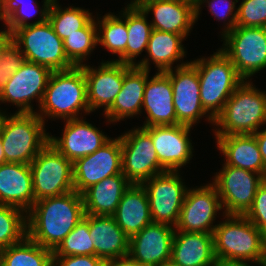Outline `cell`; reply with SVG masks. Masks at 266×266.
<instances>
[{
  "mask_svg": "<svg viewBox=\"0 0 266 266\" xmlns=\"http://www.w3.org/2000/svg\"><path fill=\"white\" fill-rule=\"evenodd\" d=\"M24 210L0 204V251L21 242L27 236V216Z\"/></svg>",
  "mask_w": 266,
  "mask_h": 266,
  "instance_id": "35",
  "label": "cell"
},
{
  "mask_svg": "<svg viewBox=\"0 0 266 266\" xmlns=\"http://www.w3.org/2000/svg\"><path fill=\"white\" fill-rule=\"evenodd\" d=\"M259 230L266 227V184H262L256 191L252 206L244 214Z\"/></svg>",
  "mask_w": 266,
  "mask_h": 266,
  "instance_id": "42",
  "label": "cell"
},
{
  "mask_svg": "<svg viewBox=\"0 0 266 266\" xmlns=\"http://www.w3.org/2000/svg\"><path fill=\"white\" fill-rule=\"evenodd\" d=\"M5 163V155H4V150L1 144V140H0V164Z\"/></svg>",
  "mask_w": 266,
  "mask_h": 266,
  "instance_id": "51",
  "label": "cell"
},
{
  "mask_svg": "<svg viewBox=\"0 0 266 266\" xmlns=\"http://www.w3.org/2000/svg\"><path fill=\"white\" fill-rule=\"evenodd\" d=\"M112 216L129 237L152 223L149 199L142 184H131Z\"/></svg>",
  "mask_w": 266,
  "mask_h": 266,
  "instance_id": "27",
  "label": "cell"
},
{
  "mask_svg": "<svg viewBox=\"0 0 266 266\" xmlns=\"http://www.w3.org/2000/svg\"><path fill=\"white\" fill-rule=\"evenodd\" d=\"M27 213V236L52 251L85 217L82 194L75 190L36 201Z\"/></svg>",
  "mask_w": 266,
  "mask_h": 266,
  "instance_id": "1",
  "label": "cell"
},
{
  "mask_svg": "<svg viewBox=\"0 0 266 266\" xmlns=\"http://www.w3.org/2000/svg\"><path fill=\"white\" fill-rule=\"evenodd\" d=\"M147 81V68L132 65L124 74L120 93L112 106L104 113L108 122H117L140 114Z\"/></svg>",
  "mask_w": 266,
  "mask_h": 266,
  "instance_id": "26",
  "label": "cell"
},
{
  "mask_svg": "<svg viewBox=\"0 0 266 266\" xmlns=\"http://www.w3.org/2000/svg\"><path fill=\"white\" fill-rule=\"evenodd\" d=\"M263 245L266 250V227L262 230Z\"/></svg>",
  "mask_w": 266,
  "mask_h": 266,
  "instance_id": "52",
  "label": "cell"
},
{
  "mask_svg": "<svg viewBox=\"0 0 266 266\" xmlns=\"http://www.w3.org/2000/svg\"><path fill=\"white\" fill-rule=\"evenodd\" d=\"M104 261L92 255L53 256V266H103Z\"/></svg>",
  "mask_w": 266,
  "mask_h": 266,
  "instance_id": "43",
  "label": "cell"
},
{
  "mask_svg": "<svg viewBox=\"0 0 266 266\" xmlns=\"http://www.w3.org/2000/svg\"><path fill=\"white\" fill-rule=\"evenodd\" d=\"M25 61L20 47L10 38L0 51V92L8 79L22 67Z\"/></svg>",
  "mask_w": 266,
  "mask_h": 266,
  "instance_id": "39",
  "label": "cell"
},
{
  "mask_svg": "<svg viewBox=\"0 0 266 266\" xmlns=\"http://www.w3.org/2000/svg\"><path fill=\"white\" fill-rule=\"evenodd\" d=\"M122 12L121 17L107 13L102 20L98 18V23L96 22L97 27H99L97 28L98 43L106 47L111 53L119 54V57L126 51L128 41L126 7Z\"/></svg>",
  "mask_w": 266,
  "mask_h": 266,
  "instance_id": "33",
  "label": "cell"
},
{
  "mask_svg": "<svg viewBox=\"0 0 266 266\" xmlns=\"http://www.w3.org/2000/svg\"><path fill=\"white\" fill-rule=\"evenodd\" d=\"M35 203L29 164H0V204L18 207L27 214Z\"/></svg>",
  "mask_w": 266,
  "mask_h": 266,
  "instance_id": "22",
  "label": "cell"
},
{
  "mask_svg": "<svg viewBox=\"0 0 266 266\" xmlns=\"http://www.w3.org/2000/svg\"><path fill=\"white\" fill-rule=\"evenodd\" d=\"M150 136L160 166L165 171H178L192 158L193 146L188 137L191 126L184 124L143 128Z\"/></svg>",
  "mask_w": 266,
  "mask_h": 266,
  "instance_id": "19",
  "label": "cell"
},
{
  "mask_svg": "<svg viewBox=\"0 0 266 266\" xmlns=\"http://www.w3.org/2000/svg\"><path fill=\"white\" fill-rule=\"evenodd\" d=\"M131 182L121 173L107 177L82 193L85 214L112 216Z\"/></svg>",
  "mask_w": 266,
  "mask_h": 266,
  "instance_id": "29",
  "label": "cell"
},
{
  "mask_svg": "<svg viewBox=\"0 0 266 266\" xmlns=\"http://www.w3.org/2000/svg\"><path fill=\"white\" fill-rule=\"evenodd\" d=\"M147 14L140 7L126 8V25L128 30V41L126 51L115 60L117 62L136 65L135 57L147 49L151 32V24L147 22Z\"/></svg>",
  "mask_w": 266,
  "mask_h": 266,
  "instance_id": "31",
  "label": "cell"
},
{
  "mask_svg": "<svg viewBox=\"0 0 266 266\" xmlns=\"http://www.w3.org/2000/svg\"><path fill=\"white\" fill-rule=\"evenodd\" d=\"M6 118H7V116L5 115V113L3 114L0 110V136L2 134V129H3L4 123L6 121Z\"/></svg>",
  "mask_w": 266,
  "mask_h": 266,
  "instance_id": "48",
  "label": "cell"
},
{
  "mask_svg": "<svg viewBox=\"0 0 266 266\" xmlns=\"http://www.w3.org/2000/svg\"><path fill=\"white\" fill-rule=\"evenodd\" d=\"M223 39L220 50L244 80L266 68V27L236 26Z\"/></svg>",
  "mask_w": 266,
  "mask_h": 266,
  "instance_id": "9",
  "label": "cell"
},
{
  "mask_svg": "<svg viewBox=\"0 0 266 266\" xmlns=\"http://www.w3.org/2000/svg\"><path fill=\"white\" fill-rule=\"evenodd\" d=\"M45 121L36 112L7 116L0 136L5 163L30 164L49 143Z\"/></svg>",
  "mask_w": 266,
  "mask_h": 266,
  "instance_id": "7",
  "label": "cell"
},
{
  "mask_svg": "<svg viewBox=\"0 0 266 266\" xmlns=\"http://www.w3.org/2000/svg\"><path fill=\"white\" fill-rule=\"evenodd\" d=\"M214 232V253L217 261H251L264 266L266 250L262 231L244 215H225Z\"/></svg>",
  "mask_w": 266,
  "mask_h": 266,
  "instance_id": "3",
  "label": "cell"
},
{
  "mask_svg": "<svg viewBox=\"0 0 266 266\" xmlns=\"http://www.w3.org/2000/svg\"><path fill=\"white\" fill-rule=\"evenodd\" d=\"M35 202L74 190L73 163L48 143L29 164Z\"/></svg>",
  "mask_w": 266,
  "mask_h": 266,
  "instance_id": "8",
  "label": "cell"
},
{
  "mask_svg": "<svg viewBox=\"0 0 266 266\" xmlns=\"http://www.w3.org/2000/svg\"><path fill=\"white\" fill-rule=\"evenodd\" d=\"M159 266H173L171 263H167V264H163V265H159Z\"/></svg>",
  "mask_w": 266,
  "mask_h": 266,
  "instance_id": "54",
  "label": "cell"
},
{
  "mask_svg": "<svg viewBox=\"0 0 266 266\" xmlns=\"http://www.w3.org/2000/svg\"><path fill=\"white\" fill-rule=\"evenodd\" d=\"M89 234L95 256L103 261L129 254L130 237L118 226L113 216L89 214Z\"/></svg>",
  "mask_w": 266,
  "mask_h": 266,
  "instance_id": "25",
  "label": "cell"
},
{
  "mask_svg": "<svg viewBox=\"0 0 266 266\" xmlns=\"http://www.w3.org/2000/svg\"><path fill=\"white\" fill-rule=\"evenodd\" d=\"M122 173L121 139H110L93 154L73 162L74 190L82 194L101 180Z\"/></svg>",
  "mask_w": 266,
  "mask_h": 266,
  "instance_id": "13",
  "label": "cell"
},
{
  "mask_svg": "<svg viewBox=\"0 0 266 266\" xmlns=\"http://www.w3.org/2000/svg\"><path fill=\"white\" fill-rule=\"evenodd\" d=\"M236 26L266 27V0H242L237 8Z\"/></svg>",
  "mask_w": 266,
  "mask_h": 266,
  "instance_id": "40",
  "label": "cell"
},
{
  "mask_svg": "<svg viewBox=\"0 0 266 266\" xmlns=\"http://www.w3.org/2000/svg\"><path fill=\"white\" fill-rule=\"evenodd\" d=\"M140 8L146 14L152 11L154 20L150 24L153 29L176 33L184 38L189 34L196 21V7L193 4L164 0H143Z\"/></svg>",
  "mask_w": 266,
  "mask_h": 266,
  "instance_id": "24",
  "label": "cell"
},
{
  "mask_svg": "<svg viewBox=\"0 0 266 266\" xmlns=\"http://www.w3.org/2000/svg\"><path fill=\"white\" fill-rule=\"evenodd\" d=\"M170 263L173 266H216L213 234L176 231Z\"/></svg>",
  "mask_w": 266,
  "mask_h": 266,
  "instance_id": "23",
  "label": "cell"
},
{
  "mask_svg": "<svg viewBox=\"0 0 266 266\" xmlns=\"http://www.w3.org/2000/svg\"><path fill=\"white\" fill-rule=\"evenodd\" d=\"M253 135L256 137V141L259 147V151L261 153L262 160L266 165V129L257 131Z\"/></svg>",
  "mask_w": 266,
  "mask_h": 266,
  "instance_id": "45",
  "label": "cell"
},
{
  "mask_svg": "<svg viewBox=\"0 0 266 266\" xmlns=\"http://www.w3.org/2000/svg\"><path fill=\"white\" fill-rule=\"evenodd\" d=\"M119 137L122 149V174L132 184H142L165 172L159 164L151 136L142 127L129 130Z\"/></svg>",
  "mask_w": 266,
  "mask_h": 266,
  "instance_id": "11",
  "label": "cell"
},
{
  "mask_svg": "<svg viewBox=\"0 0 266 266\" xmlns=\"http://www.w3.org/2000/svg\"><path fill=\"white\" fill-rule=\"evenodd\" d=\"M175 227L151 223L130 237L129 255L142 266L170 263Z\"/></svg>",
  "mask_w": 266,
  "mask_h": 266,
  "instance_id": "20",
  "label": "cell"
},
{
  "mask_svg": "<svg viewBox=\"0 0 266 266\" xmlns=\"http://www.w3.org/2000/svg\"><path fill=\"white\" fill-rule=\"evenodd\" d=\"M216 266H251L247 261H217Z\"/></svg>",
  "mask_w": 266,
  "mask_h": 266,
  "instance_id": "46",
  "label": "cell"
},
{
  "mask_svg": "<svg viewBox=\"0 0 266 266\" xmlns=\"http://www.w3.org/2000/svg\"><path fill=\"white\" fill-rule=\"evenodd\" d=\"M263 182L266 184V168H265V172H264V175H263Z\"/></svg>",
  "mask_w": 266,
  "mask_h": 266,
  "instance_id": "53",
  "label": "cell"
},
{
  "mask_svg": "<svg viewBox=\"0 0 266 266\" xmlns=\"http://www.w3.org/2000/svg\"><path fill=\"white\" fill-rule=\"evenodd\" d=\"M164 1L183 2V3L193 4L196 7L198 0H164Z\"/></svg>",
  "mask_w": 266,
  "mask_h": 266,
  "instance_id": "50",
  "label": "cell"
},
{
  "mask_svg": "<svg viewBox=\"0 0 266 266\" xmlns=\"http://www.w3.org/2000/svg\"><path fill=\"white\" fill-rule=\"evenodd\" d=\"M217 147L226 161L223 165L238 167L264 175V164L253 134L216 136Z\"/></svg>",
  "mask_w": 266,
  "mask_h": 266,
  "instance_id": "28",
  "label": "cell"
},
{
  "mask_svg": "<svg viewBox=\"0 0 266 266\" xmlns=\"http://www.w3.org/2000/svg\"><path fill=\"white\" fill-rule=\"evenodd\" d=\"M75 255L95 256L94 244L91 242L89 234V214H85L84 219L53 250V256Z\"/></svg>",
  "mask_w": 266,
  "mask_h": 266,
  "instance_id": "37",
  "label": "cell"
},
{
  "mask_svg": "<svg viewBox=\"0 0 266 266\" xmlns=\"http://www.w3.org/2000/svg\"><path fill=\"white\" fill-rule=\"evenodd\" d=\"M111 138L81 118L66 120L62 137L49 136L51 143L72 163L93 154Z\"/></svg>",
  "mask_w": 266,
  "mask_h": 266,
  "instance_id": "21",
  "label": "cell"
},
{
  "mask_svg": "<svg viewBox=\"0 0 266 266\" xmlns=\"http://www.w3.org/2000/svg\"><path fill=\"white\" fill-rule=\"evenodd\" d=\"M215 123V124H214ZM266 123V93L244 80L214 119L215 136L255 134Z\"/></svg>",
  "mask_w": 266,
  "mask_h": 266,
  "instance_id": "6",
  "label": "cell"
},
{
  "mask_svg": "<svg viewBox=\"0 0 266 266\" xmlns=\"http://www.w3.org/2000/svg\"><path fill=\"white\" fill-rule=\"evenodd\" d=\"M51 73L48 67L25 61L4 85L1 103L15 104L20 108L17 113H34L31 101L37 98L40 106Z\"/></svg>",
  "mask_w": 266,
  "mask_h": 266,
  "instance_id": "15",
  "label": "cell"
},
{
  "mask_svg": "<svg viewBox=\"0 0 266 266\" xmlns=\"http://www.w3.org/2000/svg\"><path fill=\"white\" fill-rule=\"evenodd\" d=\"M29 1L28 0L27 1L26 0H2L1 6H0V12L6 18V26H7L6 29L8 30L10 35L16 29L31 24L29 22H26L29 19V17H31V15H34L32 14V11H30V8H31L30 6L32 5L29 3ZM32 8L34 9L33 6ZM35 13H38V11Z\"/></svg>",
  "mask_w": 266,
  "mask_h": 266,
  "instance_id": "38",
  "label": "cell"
},
{
  "mask_svg": "<svg viewBox=\"0 0 266 266\" xmlns=\"http://www.w3.org/2000/svg\"><path fill=\"white\" fill-rule=\"evenodd\" d=\"M179 171H165L142 183L149 199L153 223L175 226L178 223L188 188L183 185Z\"/></svg>",
  "mask_w": 266,
  "mask_h": 266,
  "instance_id": "10",
  "label": "cell"
},
{
  "mask_svg": "<svg viewBox=\"0 0 266 266\" xmlns=\"http://www.w3.org/2000/svg\"><path fill=\"white\" fill-rule=\"evenodd\" d=\"M185 38L176 33H170L153 29L147 45L146 52L158 68V72H166L173 69L175 61L183 59L185 49L182 41Z\"/></svg>",
  "mask_w": 266,
  "mask_h": 266,
  "instance_id": "30",
  "label": "cell"
},
{
  "mask_svg": "<svg viewBox=\"0 0 266 266\" xmlns=\"http://www.w3.org/2000/svg\"><path fill=\"white\" fill-rule=\"evenodd\" d=\"M1 266H53V251L28 236L0 251Z\"/></svg>",
  "mask_w": 266,
  "mask_h": 266,
  "instance_id": "32",
  "label": "cell"
},
{
  "mask_svg": "<svg viewBox=\"0 0 266 266\" xmlns=\"http://www.w3.org/2000/svg\"><path fill=\"white\" fill-rule=\"evenodd\" d=\"M103 266H142V265L128 254L126 256L104 261Z\"/></svg>",
  "mask_w": 266,
  "mask_h": 266,
  "instance_id": "44",
  "label": "cell"
},
{
  "mask_svg": "<svg viewBox=\"0 0 266 266\" xmlns=\"http://www.w3.org/2000/svg\"><path fill=\"white\" fill-rule=\"evenodd\" d=\"M174 70L165 73L170 77L172 84L177 122L192 127L207 114L200 100L198 72L190 62L181 63Z\"/></svg>",
  "mask_w": 266,
  "mask_h": 266,
  "instance_id": "16",
  "label": "cell"
},
{
  "mask_svg": "<svg viewBox=\"0 0 266 266\" xmlns=\"http://www.w3.org/2000/svg\"><path fill=\"white\" fill-rule=\"evenodd\" d=\"M0 20H3L6 25V18L2 15L1 12H0ZM10 38L11 35L9 34L8 30L0 31V44H5Z\"/></svg>",
  "mask_w": 266,
  "mask_h": 266,
  "instance_id": "47",
  "label": "cell"
},
{
  "mask_svg": "<svg viewBox=\"0 0 266 266\" xmlns=\"http://www.w3.org/2000/svg\"><path fill=\"white\" fill-rule=\"evenodd\" d=\"M222 204L213 184L187 189L175 231L213 234V224Z\"/></svg>",
  "mask_w": 266,
  "mask_h": 266,
  "instance_id": "14",
  "label": "cell"
},
{
  "mask_svg": "<svg viewBox=\"0 0 266 266\" xmlns=\"http://www.w3.org/2000/svg\"><path fill=\"white\" fill-rule=\"evenodd\" d=\"M131 66L114 60L102 62L97 69L90 65H81L86 79L90 113L103 106L105 113L112 106L121 91L124 74Z\"/></svg>",
  "mask_w": 266,
  "mask_h": 266,
  "instance_id": "17",
  "label": "cell"
},
{
  "mask_svg": "<svg viewBox=\"0 0 266 266\" xmlns=\"http://www.w3.org/2000/svg\"><path fill=\"white\" fill-rule=\"evenodd\" d=\"M190 63L197 69L201 104L209 114L207 119L212 123L244 79L221 50L213 56L196 59Z\"/></svg>",
  "mask_w": 266,
  "mask_h": 266,
  "instance_id": "4",
  "label": "cell"
},
{
  "mask_svg": "<svg viewBox=\"0 0 266 266\" xmlns=\"http://www.w3.org/2000/svg\"><path fill=\"white\" fill-rule=\"evenodd\" d=\"M97 28L96 21L92 18L82 29L63 40L66 56L75 66H81L97 46Z\"/></svg>",
  "mask_w": 266,
  "mask_h": 266,
  "instance_id": "36",
  "label": "cell"
},
{
  "mask_svg": "<svg viewBox=\"0 0 266 266\" xmlns=\"http://www.w3.org/2000/svg\"><path fill=\"white\" fill-rule=\"evenodd\" d=\"M59 6L57 0L52 1L47 19L62 40L82 29L93 18L88 10L72 6L63 10Z\"/></svg>",
  "mask_w": 266,
  "mask_h": 266,
  "instance_id": "34",
  "label": "cell"
},
{
  "mask_svg": "<svg viewBox=\"0 0 266 266\" xmlns=\"http://www.w3.org/2000/svg\"><path fill=\"white\" fill-rule=\"evenodd\" d=\"M207 2L208 7L210 8V12L218 19L223 20L228 19V22L226 23L227 26L224 28V31L222 32V35H225L226 33L230 32L232 29L236 27V21H237V8L235 10V4L238 2V0H198L196 4V20L198 19V16L200 15L199 12L201 9V5ZM222 2V3H221ZM222 4L221 9L219 8V5ZM223 10V11H222ZM234 12V14H233ZM230 17V21H229Z\"/></svg>",
  "mask_w": 266,
  "mask_h": 266,
  "instance_id": "41",
  "label": "cell"
},
{
  "mask_svg": "<svg viewBox=\"0 0 266 266\" xmlns=\"http://www.w3.org/2000/svg\"><path fill=\"white\" fill-rule=\"evenodd\" d=\"M143 0H132L130 4L127 5V7H140Z\"/></svg>",
  "mask_w": 266,
  "mask_h": 266,
  "instance_id": "49",
  "label": "cell"
},
{
  "mask_svg": "<svg viewBox=\"0 0 266 266\" xmlns=\"http://www.w3.org/2000/svg\"><path fill=\"white\" fill-rule=\"evenodd\" d=\"M212 183L218 192L225 215H244L252 206L263 176L238 167L223 165Z\"/></svg>",
  "mask_w": 266,
  "mask_h": 266,
  "instance_id": "12",
  "label": "cell"
},
{
  "mask_svg": "<svg viewBox=\"0 0 266 266\" xmlns=\"http://www.w3.org/2000/svg\"><path fill=\"white\" fill-rule=\"evenodd\" d=\"M148 61L149 58H144L138 63L136 62L137 67L147 68L142 108H145L148 116L141 127L177 125L179 123L174 109L170 77L165 72H158L148 80L150 64Z\"/></svg>",
  "mask_w": 266,
  "mask_h": 266,
  "instance_id": "18",
  "label": "cell"
},
{
  "mask_svg": "<svg viewBox=\"0 0 266 266\" xmlns=\"http://www.w3.org/2000/svg\"><path fill=\"white\" fill-rule=\"evenodd\" d=\"M52 1L44 0L39 20L16 29L11 39L20 47L26 61L48 67L51 71H63L75 65L67 58L63 40L47 19Z\"/></svg>",
  "mask_w": 266,
  "mask_h": 266,
  "instance_id": "2",
  "label": "cell"
},
{
  "mask_svg": "<svg viewBox=\"0 0 266 266\" xmlns=\"http://www.w3.org/2000/svg\"><path fill=\"white\" fill-rule=\"evenodd\" d=\"M39 108L40 113L36 114L43 121L45 116L63 120L81 118L77 116L80 110L89 114L83 68L75 66L68 70L52 71Z\"/></svg>",
  "mask_w": 266,
  "mask_h": 266,
  "instance_id": "5",
  "label": "cell"
}]
</instances>
